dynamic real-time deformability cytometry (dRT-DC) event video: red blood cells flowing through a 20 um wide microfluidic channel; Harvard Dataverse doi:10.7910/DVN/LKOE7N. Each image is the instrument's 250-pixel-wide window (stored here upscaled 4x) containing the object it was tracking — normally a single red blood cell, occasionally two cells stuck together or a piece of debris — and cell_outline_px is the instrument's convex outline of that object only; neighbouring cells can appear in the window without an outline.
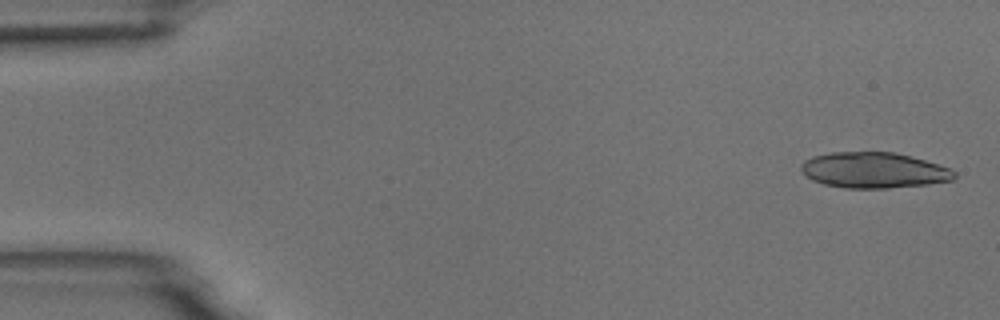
{"species": "common noctule bat (a hibernating species)", "species_latin": "Nyctalus noctula", "temperature_condition": "room temperature", "stored_images_in_passage": 4, "camera_frame_rate_fps": 3000, "um_per_image_px": 0.085, "animal": {"sex": "male", "body_mass_g": 18.8}, "frame": {"image": 1, "passage_image": 1, "time_ms": 0.0, "image_size_px": [1000, 320], "cell_outline_px": [[956, 176], [952, 180], [928, 184], [888, 188], [844, 188], [824, 184], [812, 180], [800, 168], [800, 164], [804, 160], [812, 156], [832, 152], [892, 152], [912, 156], [952, 168], [956, 172]], "centroid_in_image_um": [74.29, 14.46], "position_along_channel_um": 10.7, "area_um2": 32.02}}